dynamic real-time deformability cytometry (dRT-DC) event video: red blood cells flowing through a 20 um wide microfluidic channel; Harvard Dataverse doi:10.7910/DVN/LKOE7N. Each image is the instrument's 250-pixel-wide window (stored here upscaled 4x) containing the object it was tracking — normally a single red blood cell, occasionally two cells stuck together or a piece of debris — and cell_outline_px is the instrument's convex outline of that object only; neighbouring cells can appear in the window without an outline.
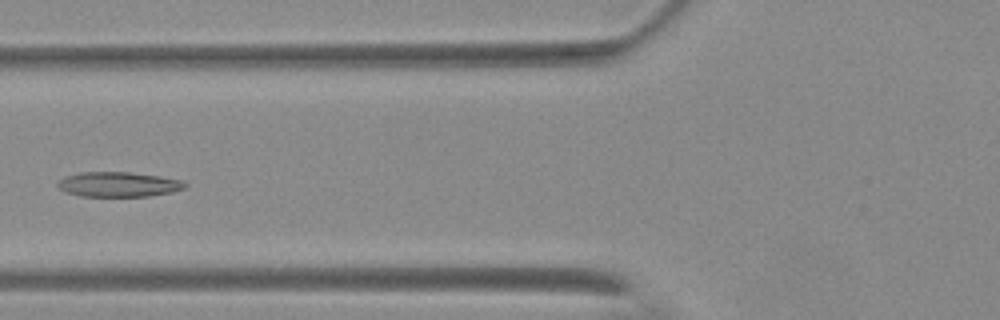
{"species": "Egyptian fruit bat (a non-hibernating species)", "species_latin": "Rousettus aegyptiacus", "temperature_condition": "warm", "stored_images_in_passage": 5, "camera_frame_rate_fps": 3000, "um_per_image_px": 0.085, "animal": {"sex": "female"}, "frame": {"image": 1, "passage_image": 5, "time_ms": 5.667, "image_size_px": [1000, 320], "cell_outline_px": [[188, 184], [184, 188], [172, 192], [148, 196], [80, 196], [64, 192], [56, 184], [60, 180], [68, 176], [80, 172], [128, 172], [160, 176], [184, 180]], "centroid_in_image_um": [10.1, 15.67], "position_along_channel_um": 115.7, "area_um2": 18.44}}